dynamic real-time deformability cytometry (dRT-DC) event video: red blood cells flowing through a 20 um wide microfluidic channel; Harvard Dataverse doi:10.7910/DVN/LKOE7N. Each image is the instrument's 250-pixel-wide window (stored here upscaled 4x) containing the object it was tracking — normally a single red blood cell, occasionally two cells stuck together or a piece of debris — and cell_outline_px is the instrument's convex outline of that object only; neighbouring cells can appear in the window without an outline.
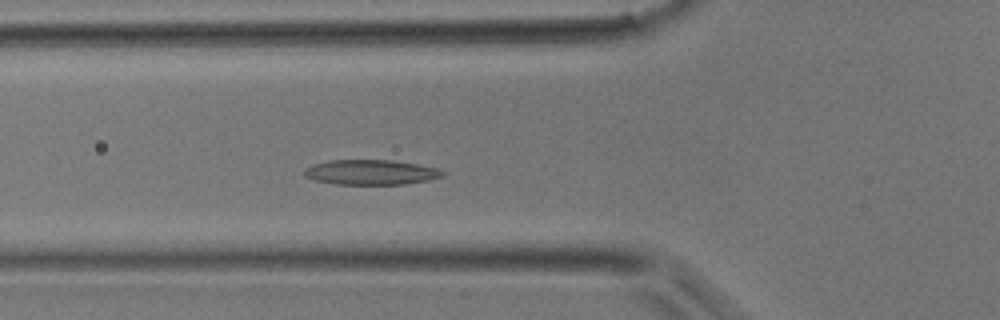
{"species": "common noctule bat (a hibernating species)", "species_latin": "Nyctalus noctula", "temperature_condition": "room temperature", "stored_images_in_passage": 35, "camera_frame_rate_fps": 3000, "um_per_image_px": 0.085, "animal": {"sex": "male", "body_mass_g": 17.9}, "frame": {"image": 1, "passage_image": 11, "time_ms": 3.333, "image_size_px": [1000, 320], "cell_outline_px": [[444, 176], [428, 180], [404, 184], [336, 184], [312, 180], [304, 176], [304, 172], [312, 164], [328, 160], [392, 160], [416, 164], [436, 168], [444, 172]], "centroid_in_image_um": [31.49, 14.64], "position_along_channel_um": 94.3, "area_um2": 20.06}}
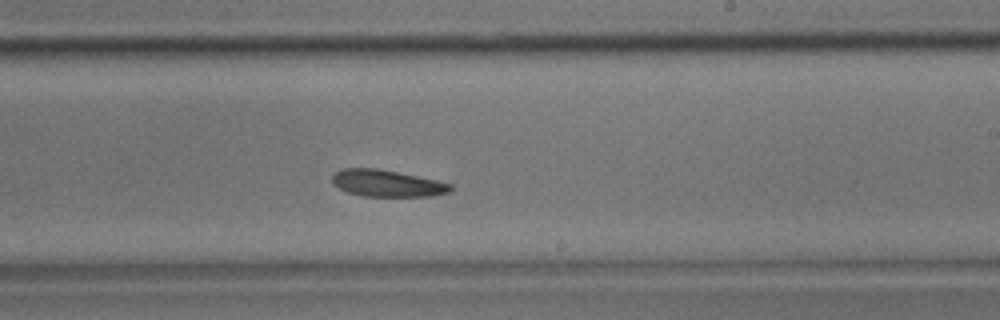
{"frame": {"image": 2, "passage_image": 20, "time_ms": 6.333, "image_size_px": [1000, 320], "cell_outline_px": [[452, 188], [448, 192], [432, 196], [364, 196], [348, 192], [332, 184], [332, 176], [340, 168], [376, 168], [436, 180], [452, 184]], "centroid_in_image_um": [32.87, 15.58], "position_along_channel_um": 256.1, "area_um2": 18.26}}
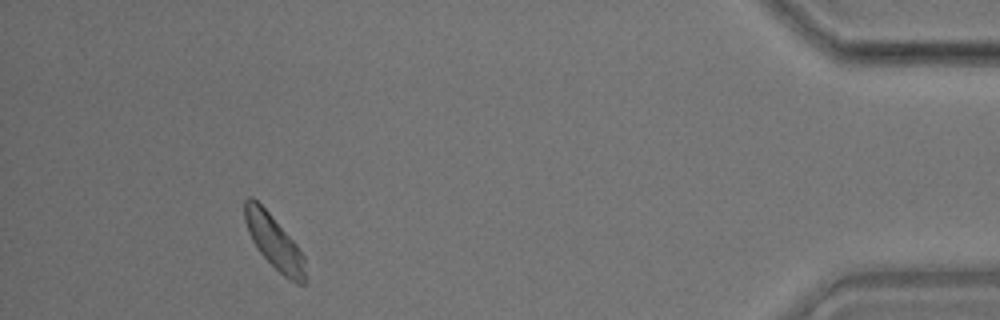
{"frame": {"image": 3, "passage_image": 32, "time_ms": 10.333, "image_size_px": [1000, 320], "cell_outline_px": [[308, 280], [304, 284], [296, 284], [288, 280], [260, 252], [252, 240], [248, 232], [244, 220], [244, 200], [248, 196], [252, 196], [268, 212], [296, 244], [304, 256]], "centroid_in_image_um": [23.33, 20.6], "position_along_channel_um": 411.9, "area_um2": 18.96}}